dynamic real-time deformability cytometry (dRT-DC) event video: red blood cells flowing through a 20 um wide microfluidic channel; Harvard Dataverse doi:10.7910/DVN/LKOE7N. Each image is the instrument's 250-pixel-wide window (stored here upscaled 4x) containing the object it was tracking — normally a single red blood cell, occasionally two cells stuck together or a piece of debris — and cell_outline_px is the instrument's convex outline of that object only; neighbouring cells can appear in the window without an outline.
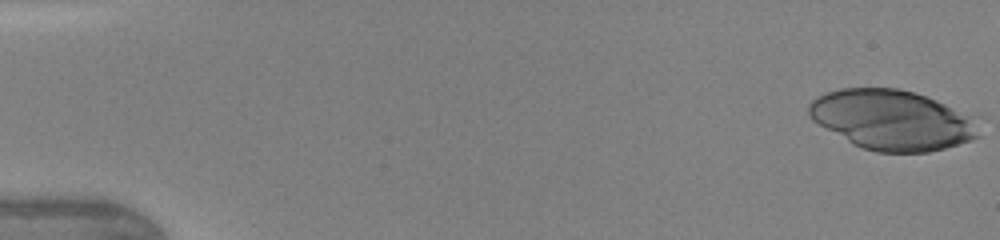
{"species": "human", "species_latin": "Homo sapiens", "temperature_condition": "warm", "stored_images_in_passage": 46, "camera_frame_rate_fps": 3000, "um_per_image_px": 0.085, "donor": {"sex": "female"}, "frame": {"image": 1, "passage_image": 1, "time_ms": 0.0, "image_size_px": [1000, 240], "cell_outline_px": [[980, 136], [972, 140], [944, 148], [928, 152], [876, 152], [860, 148], [852, 144], [812, 120], [808, 116], [808, 104], [816, 96], [824, 92], [840, 88], [896, 88], [912, 92], [976, 112]], "centroid_in_image_um": [75.9, 10.18], "position_along_channel_um": 9.1, "area_um2": 60.52}}